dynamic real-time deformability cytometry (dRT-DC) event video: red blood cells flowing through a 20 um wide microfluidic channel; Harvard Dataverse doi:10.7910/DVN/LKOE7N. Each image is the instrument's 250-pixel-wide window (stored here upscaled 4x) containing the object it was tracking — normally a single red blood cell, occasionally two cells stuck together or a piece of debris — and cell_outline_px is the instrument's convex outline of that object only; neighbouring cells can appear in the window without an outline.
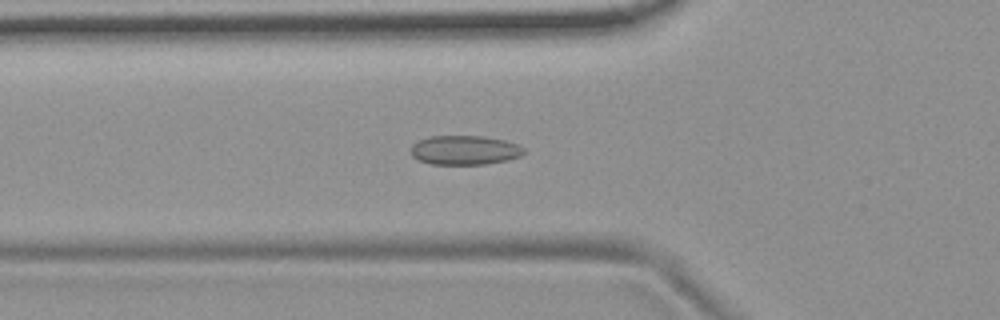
{"species": "common noctule bat (a hibernating species)", "species_latin": "Nyctalus noctula", "temperature_condition": "room temperature", "stored_images_in_passage": 47, "camera_frame_rate_fps": 3000, "um_per_image_px": 0.085, "animal": {"sex": "female", "body_mass_g": 19.9}, "frame": {"image": 1, "passage_image": 18, "time_ms": 5.667, "image_size_px": [1000, 320], "cell_outline_px": [[524, 152], [520, 156], [508, 160], [484, 164], [432, 164], [420, 160], [412, 156], [412, 144], [420, 140], [432, 136], [484, 136], [504, 140], [516, 144], [524, 148]], "centroid_in_image_um": [39.51, 12.76], "position_along_channel_um": 86.3, "area_um2": 19.07}}
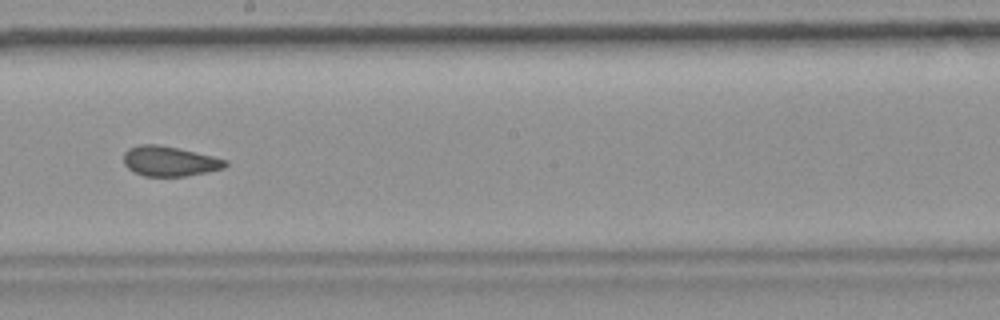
{"frame": {"image": 2, "passage_image": 30, "time_ms": 9.667, "image_size_px": [1000, 320], "cell_outline_px": [[228, 164], [224, 168], [208, 172], [184, 176], [144, 176], [128, 168], [124, 164], [124, 152], [128, 148], [140, 144], [156, 144], [176, 148], [212, 156], [228, 160]], "centroid_in_image_um": [14.41, 13.7], "position_along_channel_um": 233.8, "area_um2": 17.63}}
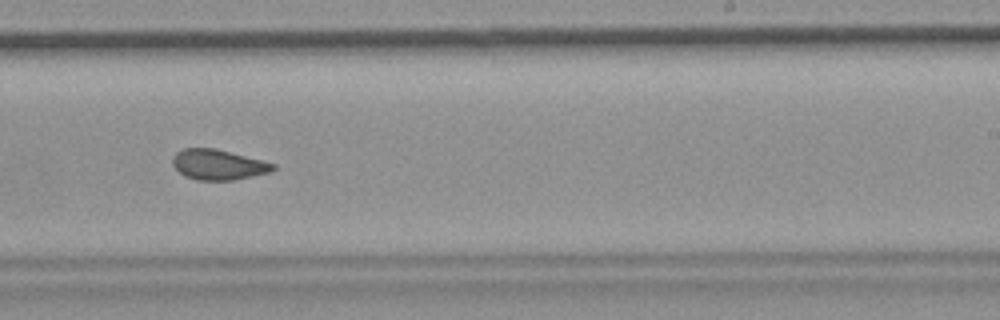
{"frame": {"image": 3, "passage_image": 33, "time_ms": 10.667, "image_size_px": [1000, 320], "cell_outline_px": [[276, 168], [268, 172], [232, 180], [196, 180], [184, 176], [172, 164], [172, 156], [176, 152], [184, 148], [216, 148], [276, 164]], "centroid_in_image_um": [18.5, 13.98], "position_along_channel_um": 270.5, "area_um2": 17.63}, "authors_computed_cell_mechanics": {"area_um2": 18.8428, "velocity_mm_per_s": 3.6859, "shape_relaxation_time_tau1_ms": null, "shape_relaxation_time_tau2_ms": 1.4852, "deformation_change_tau1": null, "deformation_change_tau2": 0.0785}}